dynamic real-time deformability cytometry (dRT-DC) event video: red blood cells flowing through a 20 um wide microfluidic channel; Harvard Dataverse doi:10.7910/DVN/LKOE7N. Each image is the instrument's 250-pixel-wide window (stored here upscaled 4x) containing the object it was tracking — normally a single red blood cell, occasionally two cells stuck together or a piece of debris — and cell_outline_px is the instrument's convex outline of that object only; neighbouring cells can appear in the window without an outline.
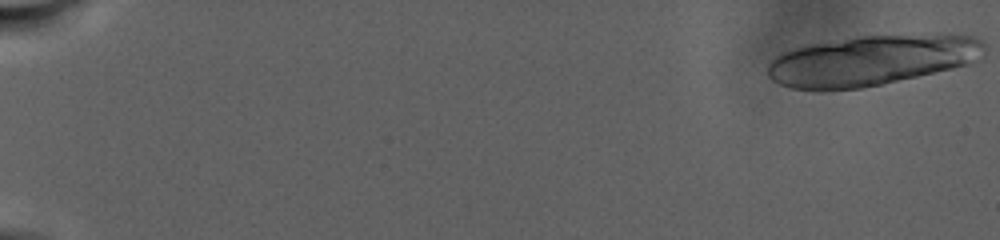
{"species": "human", "species_latin": "Homo sapiens", "temperature_condition": "warm", "stored_images_in_passage": 57, "camera_frame_rate_fps": 3000, "um_per_image_px": 0.085, "donor": {"sex": "male"}, "frame": {"image": 1, "passage_image": 1, "time_ms": 0.0, "image_size_px": [1000, 240], "cell_outline_px": [[984, 48], [964, 64], [952, 68], [880, 84], [860, 88], [820, 92], [792, 88], [780, 84], [772, 80], [768, 76], [768, 64], [772, 60], [784, 52], [808, 44], [856, 36], [976, 36], [984, 44]], "centroid_in_image_um": [73.89, 5.17], "position_along_channel_um": 11.1, "area_um2": 62.08}}
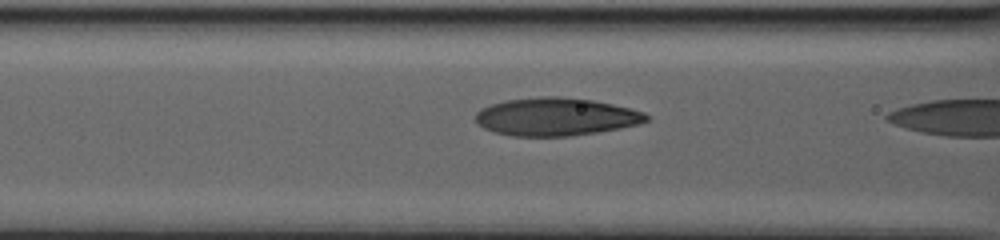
{"frame": {"image": 2, "passage_image": 53, "time_ms": 13.0, "image_size_px": [1000, 240], "cell_outline_px": [[648, 120], [640, 124], [620, 128], [596, 132], [568, 136], [512, 136], [496, 132], [484, 128], [476, 120], [476, 112], [480, 108], [504, 100], [540, 96], [560, 96], [592, 100], [632, 108], [644, 112], [648, 116]], "centroid_in_image_um": [47.26, 9.91], "position_along_channel_um": 119.3, "area_um2": 37.74}}